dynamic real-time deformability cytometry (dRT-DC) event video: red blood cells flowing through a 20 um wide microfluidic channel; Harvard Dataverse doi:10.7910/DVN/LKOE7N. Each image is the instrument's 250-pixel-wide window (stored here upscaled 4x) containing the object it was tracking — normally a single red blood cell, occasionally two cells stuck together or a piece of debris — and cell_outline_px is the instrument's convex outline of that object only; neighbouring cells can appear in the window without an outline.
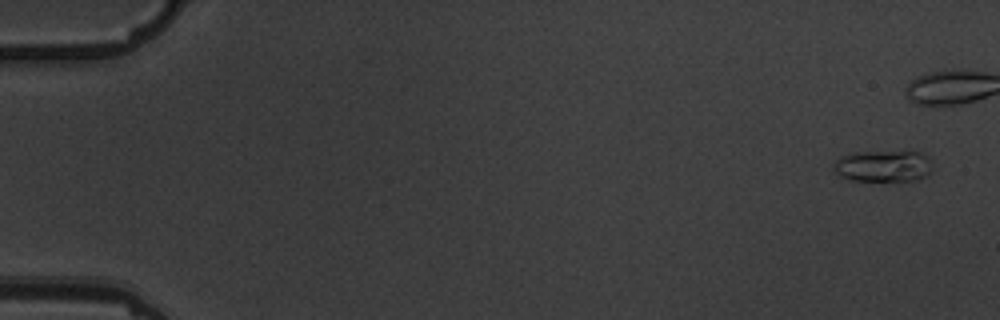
{"species": "common noctule bat (a hibernating species)", "species_latin": "Nyctalus noctula", "temperature_condition": "warm", "stored_images_in_passage": 6, "camera_frame_rate_fps": 3000, "um_per_image_px": 0.085, "animal": {"sex": "male", "body_mass_g": 19.5, "forearm_length_mm": 54.6}, "frame": {"image": 1, "passage_image": 1, "time_ms": 0.0, "image_size_px": [1000, 320], "cell_outline_px": [[932, 172], [928, 176], [916, 180], [848, 180], [840, 176], [832, 168], [832, 164], [840, 156], [852, 152], [920, 152], [928, 156], [932, 168]], "centroid_in_image_um": [75.06, 14.11], "position_along_channel_um": 9.9, "area_um2": 18.26}}